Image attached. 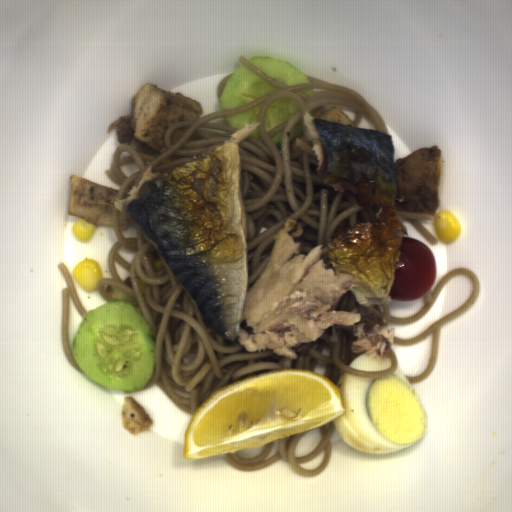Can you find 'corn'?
Wrapping results in <instances>:
<instances>
[{"label":"corn","instance_id":"obj_1","mask_svg":"<svg viewBox=\"0 0 512 512\" xmlns=\"http://www.w3.org/2000/svg\"><path fill=\"white\" fill-rule=\"evenodd\" d=\"M73 277L81 288L93 292L103 279V273L97 261L84 259L73 268Z\"/></svg>","mask_w":512,"mask_h":512},{"label":"corn","instance_id":"obj_2","mask_svg":"<svg viewBox=\"0 0 512 512\" xmlns=\"http://www.w3.org/2000/svg\"><path fill=\"white\" fill-rule=\"evenodd\" d=\"M462 228L454 214L448 210L436 213L434 221V233L440 241L454 242L459 239Z\"/></svg>","mask_w":512,"mask_h":512},{"label":"corn","instance_id":"obj_3","mask_svg":"<svg viewBox=\"0 0 512 512\" xmlns=\"http://www.w3.org/2000/svg\"><path fill=\"white\" fill-rule=\"evenodd\" d=\"M95 228L96 226L94 224L80 218L72 225V235L78 240L88 242L91 239Z\"/></svg>","mask_w":512,"mask_h":512}]
</instances>
